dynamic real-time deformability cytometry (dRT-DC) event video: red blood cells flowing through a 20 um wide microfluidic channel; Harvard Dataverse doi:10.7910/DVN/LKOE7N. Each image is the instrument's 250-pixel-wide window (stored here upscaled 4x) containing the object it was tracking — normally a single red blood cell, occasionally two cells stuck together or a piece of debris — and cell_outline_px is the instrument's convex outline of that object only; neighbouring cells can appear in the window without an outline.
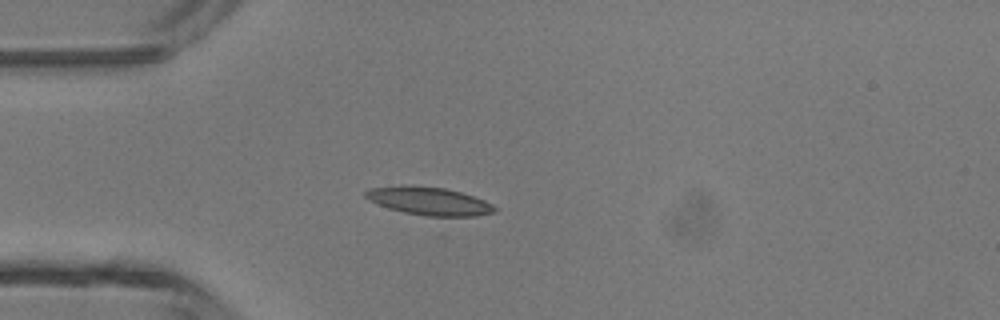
{"species": "common noctule bat (a hibernating species)", "species_latin": "Nyctalus noctula", "temperature_condition": "room temperature", "stored_images_in_passage": 35, "camera_frame_rate_fps": 3000, "um_per_image_px": 0.085, "animal": {"sex": "male", "body_mass_g": 13.3}, "frame": {"image": 1, "passage_image": 1, "time_ms": 0.0, "image_size_px": [1000, 320], "cell_outline_px": [[496, 212], [476, 216], [424, 216], [404, 212], [388, 208], [368, 200], [364, 196], [364, 192], [372, 188], [400, 184], [408, 184], [444, 188], [460, 192], [484, 200], [492, 204], [496, 208]], "centroid_in_image_um": [36.43, 17.08], "position_along_channel_um": 48.6, "area_um2": 21.27}}
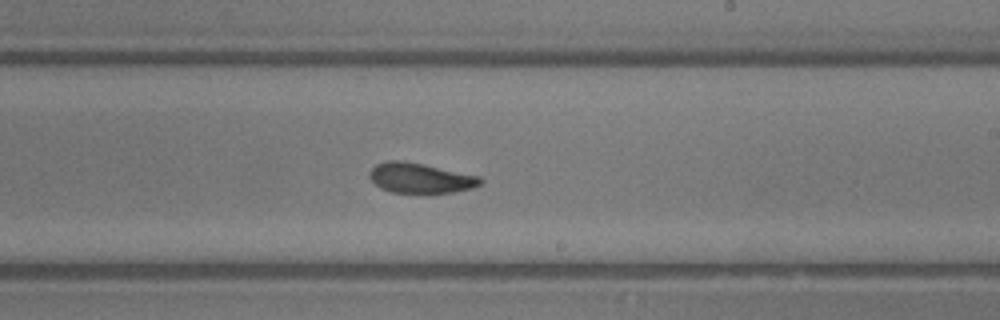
{"frame": {"image": 2, "passage_image": 16, "time_ms": 5.0, "image_size_px": [1000, 320], "cell_outline_px": [[484, 180], [480, 184], [472, 188], [452, 192], [392, 192], [380, 188], [368, 176], [368, 172], [376, 164], [388, 160], [404, 160], [480, 176]], "centroid_in_image_um": [35.71, 15.11], "position_along_channel_um": 253.3, "area_um2": 19.31}}
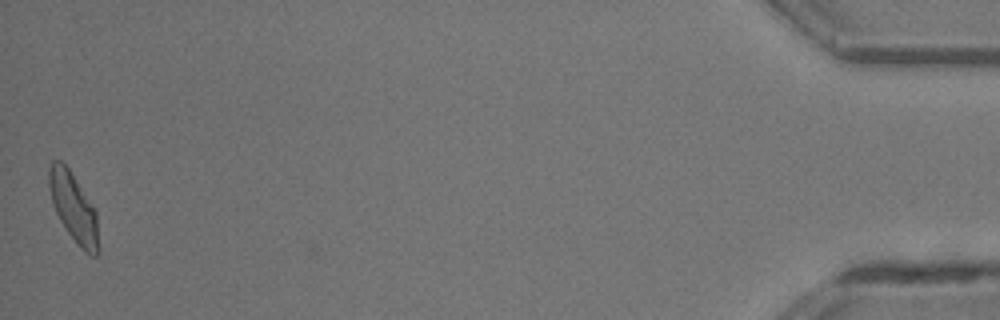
{"frame": {"image": 3, "passage_image": 35, "time_ms": 11.333, "image_size_px": [1000, 320], "cell_outline_px": [[100, 252], [96, 256], [92, 256], [84, 252], [80, 248], [68, 232], [60, 220], [52, 204], [48, 188], [48, 168], [52, 160], [60, 160], [68, 168], [96, 208], [100, 248]], "centroid_in_image_um": [6.27, 17.67], "position_along_channel_um": 428.9, "area_um2": 20.35}, "authors_computed_cell_mechanics": {"area_um2": 19.4786, "velocity_mm_per_s": 4.3542, "shape_relaxation_time_tau1_ms": 6.7347, "shape_relaxation_time_tau2_ms": 1.4262, "deformation_change_tau1": 0.2045, "deformation_change_tau2": 0.0794}}